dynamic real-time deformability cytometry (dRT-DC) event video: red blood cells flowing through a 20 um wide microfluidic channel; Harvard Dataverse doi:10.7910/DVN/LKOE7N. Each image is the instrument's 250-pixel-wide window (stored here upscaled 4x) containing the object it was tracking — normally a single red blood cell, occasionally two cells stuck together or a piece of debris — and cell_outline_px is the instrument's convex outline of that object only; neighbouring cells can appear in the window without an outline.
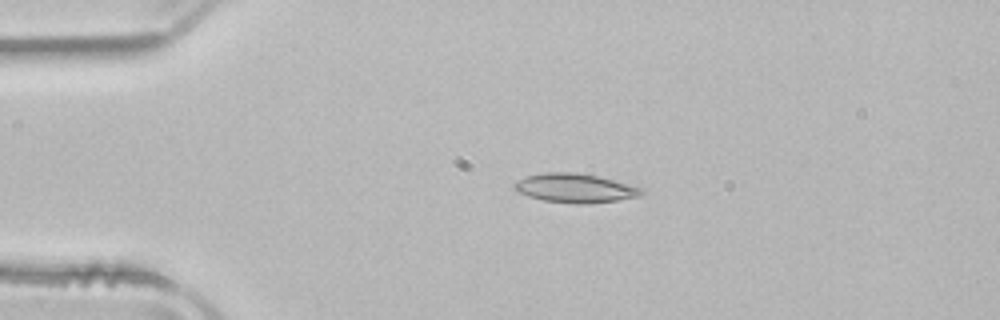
{"species": "common noctule bat (a hibernating species)", "species_latin": "Nyctalus noctula", "temperature_condition": "room temperature", "stored_images_in_passage": 51, "camera_frame_rate_fps": 3000, "um_per_image_px": 0.085, "animal": {"sex": "male", "body_mass_g": 21.5, "forearm_length_mm": 52.0}, "frame": {"image": 1, "passage_image": 11, "time_ms": 3.333, "image_size_px": [1000, 320], "cell_outline_px": [[648, 192], [640, 196], [616, 200], [584, 204], [576, 204], [544, 200], [528, 196], [512, 188], [512, 184], [516, 180], [528, 176], [548, 172], [572, 172], [596, 176], [644, 188]], "centroid_in_image_um": [48.89, 15.99], "position_along_channel_um": 36.1, "area_um2": 21.39}}
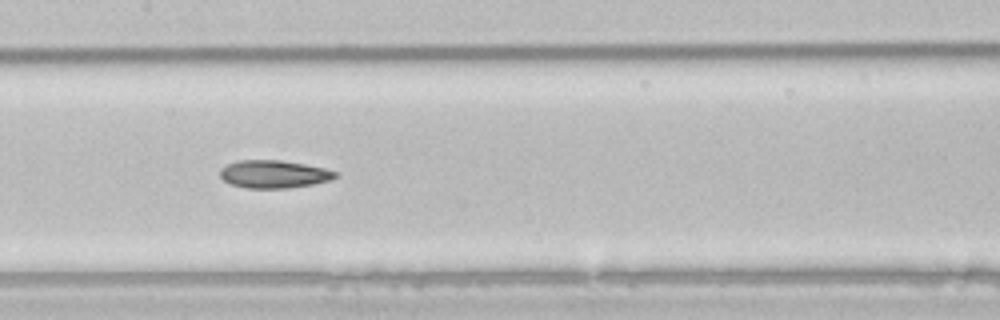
{"frame": {"image": 2, "passage_image": 25, "time_ms": 8.0, "image_size_px": [1000, 320], "cell_outline_px": [[340, 176], [328, 180], [312, 184], [288, 188], [248, 188], [232, 184], [224, 180], [220, 176], [220, 168], [236, 160], [280, 160], [304, 164], [324, 168], [340, 172]], "centroid_in_image_um": [23.3, 14.79], "position_along_channel_um": 184.1, "area_um2": 18.67}}
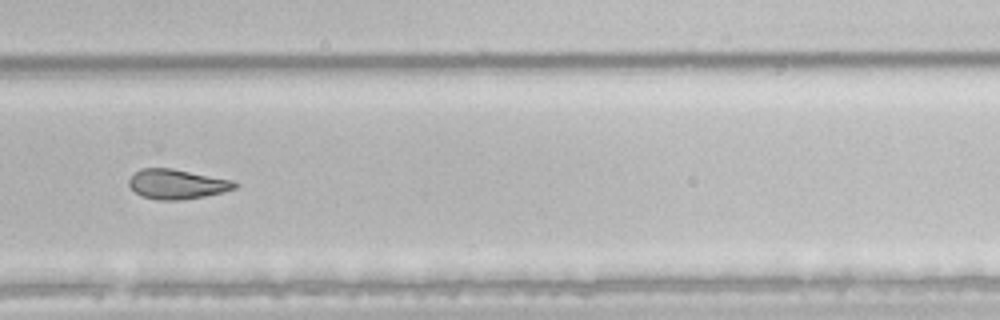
{"frame": {"image": 3, "passage_image": 35, "time_ms": 11.333, "image_size_px": [1000, 320], "cell_outline_px": [[240, 184], [236, 188], [224, 192], [204, 196], [176, 200], [160, 200], [144, 196], [136, 192], [128, 184], [128, 180], [140, 168], [172, 168], [232, 180]], "centroid_in_image_um": [15.07, 15.64], "position_along_channel_um": 314.7, "area_um2": 18.15}, "authors_computed_cell_mechanics": {"area_um2": 20.4034, "velocity_mm_per_s": 3.9443, "shape_relaxation_time_tau1_ms": 7.2847, "shape_relaxation_time_tau2_ms": 7.3553, "deformation_change_tau1": 0.173, "deformation_change_tau2": 0.1578}}